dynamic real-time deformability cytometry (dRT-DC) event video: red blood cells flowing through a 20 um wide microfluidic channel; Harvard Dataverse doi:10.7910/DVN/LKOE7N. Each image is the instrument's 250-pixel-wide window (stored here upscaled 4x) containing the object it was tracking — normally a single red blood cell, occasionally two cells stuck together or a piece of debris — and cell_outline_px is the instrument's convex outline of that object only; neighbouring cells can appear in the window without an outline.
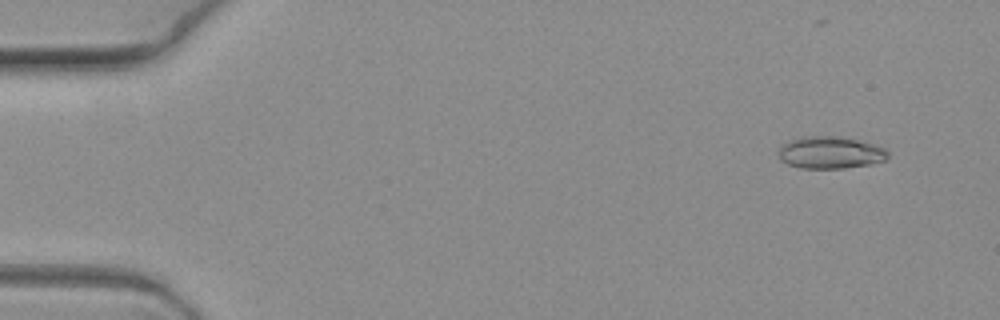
{"species": "common noctule bat (a hibernating species)", "species_latin": "Nyctalus noctula", "temperature_condition": "warm", "stored_images_in_passage": 6, "camera_frame_rate_fps": 3000, "um_per_image_px": 0.085, "animal": {"sex": "female", "body_mass_g": 19.3, "forearm_length_mm": 54.1}, "frame": {"image": 1, "passage_image": 2, "time_ms": 0.333, "image_size_px": [1000, 320], "cell_outline_px": [[888, 160], [872, 164], [844, 168], [800, 168], [788, 164], [780, 160], [780, 148], [784, 144], [792, 140], [804, 136], [840, 136], [872, 144], [884, 148], [888, 152]], "centroid_in_image_um": [70.61, 12.98], "position_along_channel_um": 14.4, "area_um2": 20.35}}